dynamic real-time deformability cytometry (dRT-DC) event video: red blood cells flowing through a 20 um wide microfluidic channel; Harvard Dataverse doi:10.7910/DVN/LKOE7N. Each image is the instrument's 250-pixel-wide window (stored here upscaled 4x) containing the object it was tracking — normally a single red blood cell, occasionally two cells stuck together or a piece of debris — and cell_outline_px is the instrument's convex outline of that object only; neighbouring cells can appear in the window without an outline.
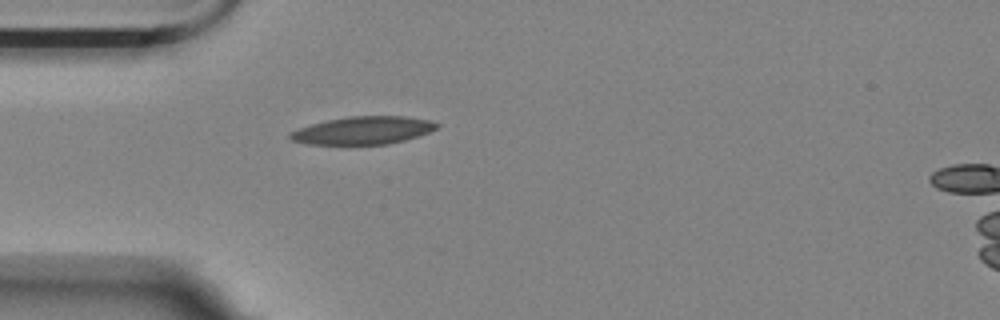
{"species": "Egyptian fruit bat (a non-hibernating species)", "species_latin": "Rousettus aegyptiacus", "temperature_condition": "room temperature", "stored_images_in_passage": 3, "camera_frame_rate_fps": 3000, "um_per_image_px": 0.085, "animal": {"sex": "female"}, "frame": {"image": 1, "passage_image": 3, "time_ms": 2.333, "image_size_px": [1000, 320], "cell_outline_px": [[440, 124], [436, 128], [428, 132], [404, 140], [388, 144], [308, 144], [292, 140], [288, 136], [288, 132], [312, 124], [328, 120], [348, 116], [404, 116], [428, 120]], "centroid_in_image_um": [30.84, 11.08], "position_along_channel_um": 54.2, "area_um2": 23.47}}